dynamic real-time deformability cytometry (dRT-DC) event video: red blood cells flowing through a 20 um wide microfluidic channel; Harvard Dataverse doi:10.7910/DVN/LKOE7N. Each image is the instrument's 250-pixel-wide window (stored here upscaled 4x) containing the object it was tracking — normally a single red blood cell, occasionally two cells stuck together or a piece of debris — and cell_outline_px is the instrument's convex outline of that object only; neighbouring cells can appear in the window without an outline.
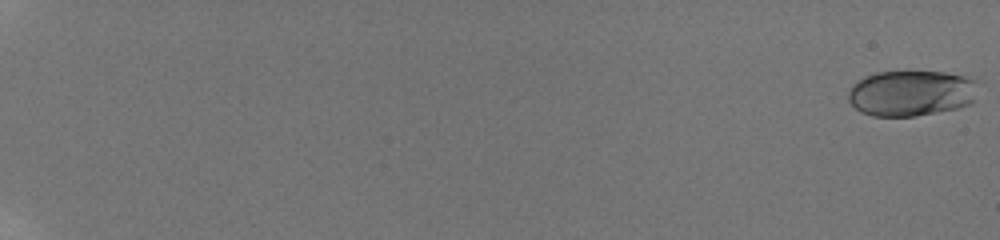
{"species": "human", "species_latin": "Homo sapiens", "temperature_condition": "room temperature", "stored_images_in_passage": 59, "camera_frame_rate_fps": 3000, "um_per_image_px": 0.085, "donor": {"sex": "male"}, "frame": {"image": 1, "passage_image": 1, "time_ms": 0.0, "image_size_px": [1000, 240], "cell_outline_px": [[976, 100], [972, 104], [960, 108], [916, 116], [872, 116], [860, 112], [848, 100], [848, 88], [852, 84], [864, 76], [876, 72], [944, 72], [964, 76], [976, 80]], "centroid_in_image_um": [77.45, 7.93], "position_along_channel_um": 7.5, "area_um2": 35.03}}
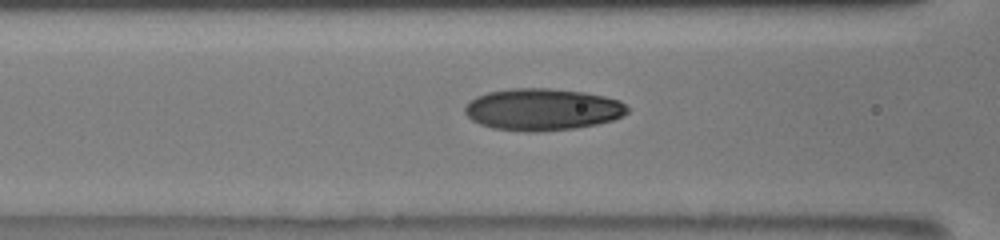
{"frame": {"image": 2, "passage_image": 30, "time_ms": 9.667, "image_size_px": [1000, 240], "cell_outline_px": [[628, 112], [612, 120], [596, 124], [576, 128], [536, 132], [528, 132], [492, 128], [480, 124], [472, 120], [464, 112], [464, 108], [476, 96], [488, 92], [512, 88], [548, 88], [584, 92], [604, 96], [620, 100], [628, 108]], "centroid_in_image_um": [46.1, 9.3], "position_along_channel_um": 120.5, "area_um2": 39.59}}
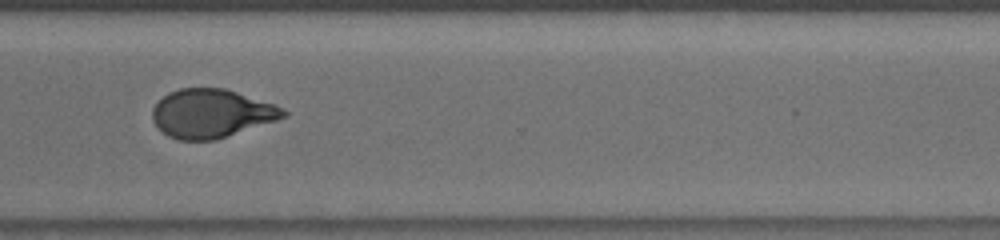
{"frame": {"image": 3, "passage_image": 48, "time_ms": 15.667, "image_size_px": [1000, 240], "cell_outline_px": [[288, 116], [216, 140], [180, 140], [168, 136], [152, 120], [152, 108], [168, 92], [180, 88], [224, 88], [276, 104], [284, 108], [288, 112]], "centroid_in_image_um": [17.99, 9.64], "position_along_channel_um": 352.6, "area_um2": 37.05}, "authors_computed_cell_mechanics": {"area_um2": 36.992, "velocity_mm_per_s": 3.8761, "shape_relaxation_time_tau1_ms": 6.0555, "shape_relaxation_time_tau2_ms": 1.3215, "deformation_change_tau1": 0.1943, "deformation_change_tau2": 0.0688}}